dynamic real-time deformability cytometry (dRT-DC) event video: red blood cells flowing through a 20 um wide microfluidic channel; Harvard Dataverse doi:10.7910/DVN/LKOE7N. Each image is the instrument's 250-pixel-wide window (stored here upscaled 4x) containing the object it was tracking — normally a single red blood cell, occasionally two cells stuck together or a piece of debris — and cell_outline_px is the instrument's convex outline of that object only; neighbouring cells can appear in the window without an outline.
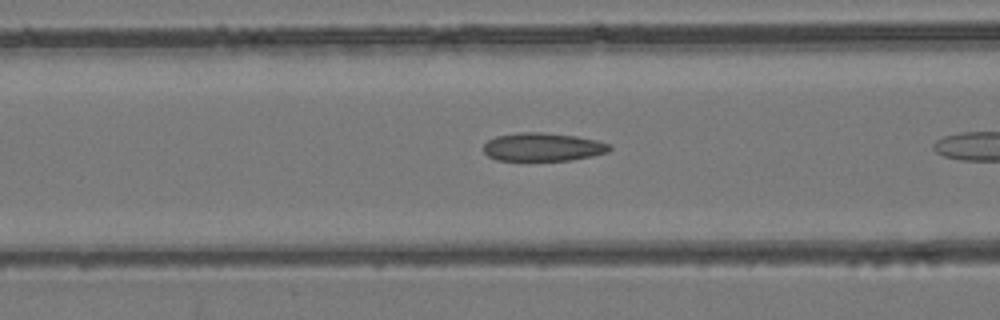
{"species": "common noctule bat (a hibernating species)", "species_latin": "Nyctalus noctula", "temperature_condition": "room temperature", "stored_images_in_passage": 32, "camera_frame_rate_fps": 3000, "um_per_image_px": 0.085, "animal": {"sex": "female", "body_mass_g": 24.6, "forearm_length_mm": 56.2}, "frame": {"image": 1, "passage_image": 14, "time_ms": 4.333, "image_size_px": [1000, 320], "cell_outline_px": [[612, 148], [608, 152], [592, 156], [568, 160], [496, 160], [488, 156], [484, 152], [484, 144], [488, 140], [496, 136], [520, 132], [540, 132], [576, 136], [596, 140], [612, 144]], "centroid_in_image_um": [46.15, 12.49], "position_along_channel_um": 120.4, "area_um2": 20.75}}
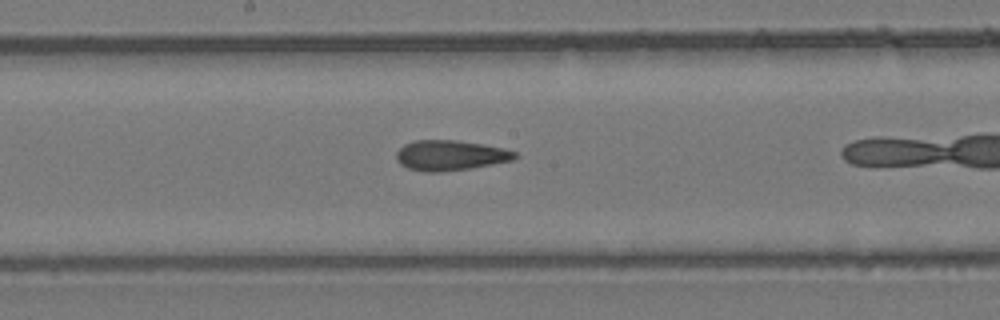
{"frame": {"image": 2, "passage_image": 20, "time_ms": 6.333, "image_size_px": [1000, 320], "cell_outline_px": [[516, 156], [512, 160], [472, 168], [440, 172], [424, 172], [408, 168], [400, 164], [396, 160], [396, 152], [404, 144], [412, 140], [456, 140], [504, 148], [516, 152]], "centroid_in_image_um": [38.22, 13.21], "position_along_channel_um": 210.0, "area_um2": 20.87}}
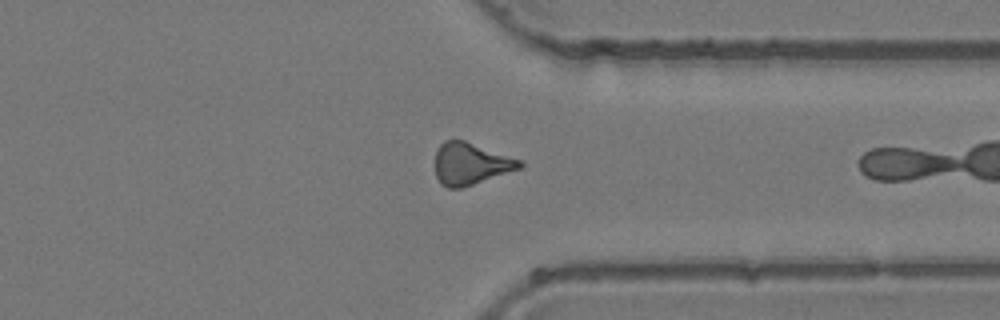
{"frame": {"image": 3, "passage_image": 31, "time_ms": 10.0, "image_size_px": [1000, 320], "cell_outline_px": [[524, 164], [520, 168], [460, 188], [448, 188], [440, 184], [436, 176], [436, 152], [440, 144], [444, 140], [464, 140], [520, 160]], "centroid_in_image_um": [39.96, 13.91], "position_along_channel_um": 371.4, "area_um2": 20.23}}